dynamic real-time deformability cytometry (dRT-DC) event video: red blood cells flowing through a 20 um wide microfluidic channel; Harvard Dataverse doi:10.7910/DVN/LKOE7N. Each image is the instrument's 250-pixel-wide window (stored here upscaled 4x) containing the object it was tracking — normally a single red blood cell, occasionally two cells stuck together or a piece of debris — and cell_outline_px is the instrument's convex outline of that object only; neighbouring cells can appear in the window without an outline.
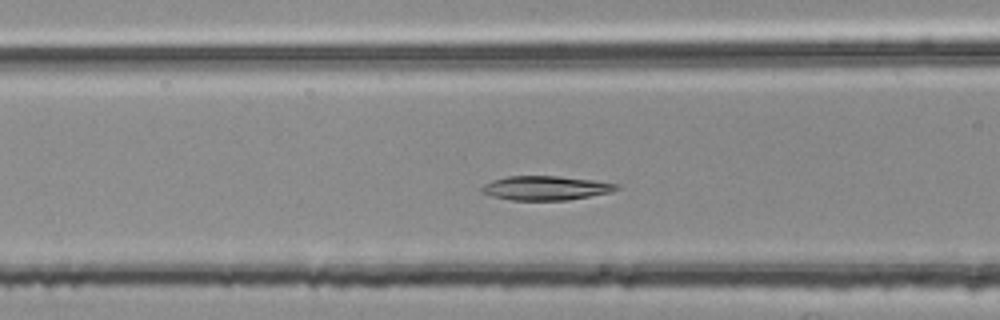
{"species": "common noctule bat (a hibernating species)", "species_latin": "Nyctalus noctula", "temperature_condition": "room temperature", "stored_images_in_passage": 40, "camera_frame_rate_fps": 3000, "um_per_image_px": 0.085, "animal": {"sex": "female", "body_mass_g": 25.1}, "frame": {"image": 1, "passage_image": 11, "time_ms": 3.333, "image_size_px": [1000, 320], "cell_outline_px": [[620, 188], [612, 192], [568, 200], [512, 200], [492, 196], [480, 192], [480, 188], [484, 184], [492, 180], [508, 176], [556, 176], [592, 180], [616, 184]], "centroid_in_image_um": [46.35, 15.98], "position_along_channel_um": 120.3, "area_um2": 18.9}}
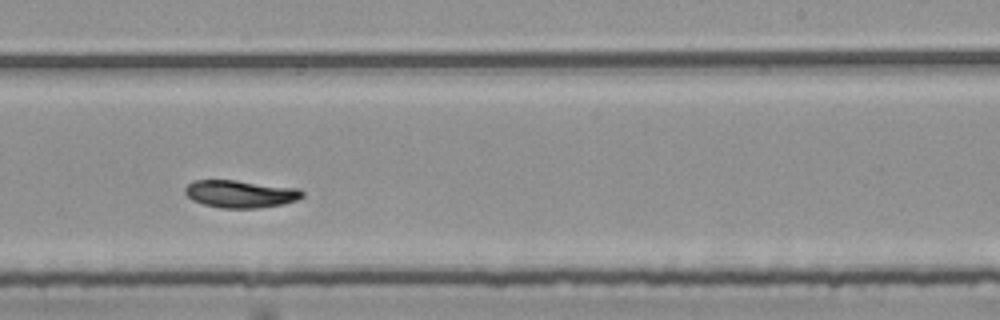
{"frame": {"image": 2, "passage_image": 23, "time_ms": 7.333, "image_size_px": [1000, 320], "cell_outline_px": [[304, 196], [296, 200], [280, 204], [256, 208], [220, 208], [204, 204], [192, 200], [184, 192], [184, 188], [192, 180], [236, 180], [300, 188], [304, 192]], "centroid_in_image_um": [20.43, 16.47], "position_along_channel_um": 268.6, "area_um2": 18.84}}
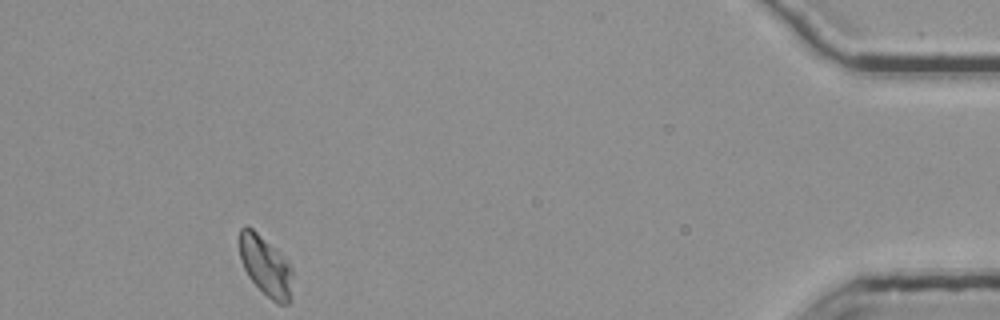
{"frame": {"image": 3, "passage_image": 40, "time_ms": 13.0, "image_size_px": [1000, 320], "cell_outline_px": [[292, 296], [288, 304], [276, 304], [248, 276], [244, 268], [240, 256], [240, 228], [244, 224], [252, 228], [284, 256], [292, 264]], "centroid_in_image_um": [22.62, 22.61], "position_along_channel_um": 412.6, "area_um2": 18.55}, "authors_computed_cell_mechanics": {"area_um2": 18.8139, "velocity_mm_per_s": 3.7224, "shape_relaxation_time_tau1_ms": 4.1446, "shape_relaxation_time_tau2_ms": null, "deformation_change_tau1": 0.1224, "deformation_change_tau2": null}}